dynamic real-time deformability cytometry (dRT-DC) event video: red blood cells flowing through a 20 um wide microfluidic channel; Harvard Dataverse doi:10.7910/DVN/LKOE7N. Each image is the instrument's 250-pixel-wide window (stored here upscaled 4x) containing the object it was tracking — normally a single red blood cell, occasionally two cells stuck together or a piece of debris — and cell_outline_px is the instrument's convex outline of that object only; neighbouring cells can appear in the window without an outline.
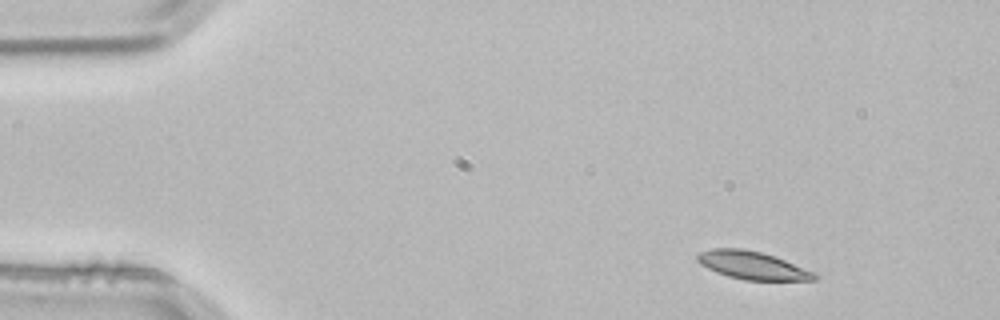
{"species": "common noctule bat (a hibernating species)", "species_latin": "Nyctalus noctula", "temperature_condition": "room temperature", "stored_images_in_passage": 3, "camera_frame_rate_fps": 3000, "um_per_image_px": 0.085, "animal": {"sex": "male", "body_mass_g": 21.5, "forearm_length_mm": 52.0}, "frame": {"image": 1, "passage_image": 1, "time_ms": 0.0, "image_size_px": [1000, 320], "cell_outline_px": [[820, 276], [816, 280], [744, 280], [728, 276], [716, 272], [700, 264], [696, 260], [696, 256], [700, 252], [712, 248], [744, 248], [760, 252], [784, 260], [816, 272]], "centroid_in_image_um": [63.96, 22.56], "position_along_channel_um": 21.0, "area_um2": 19.07}}
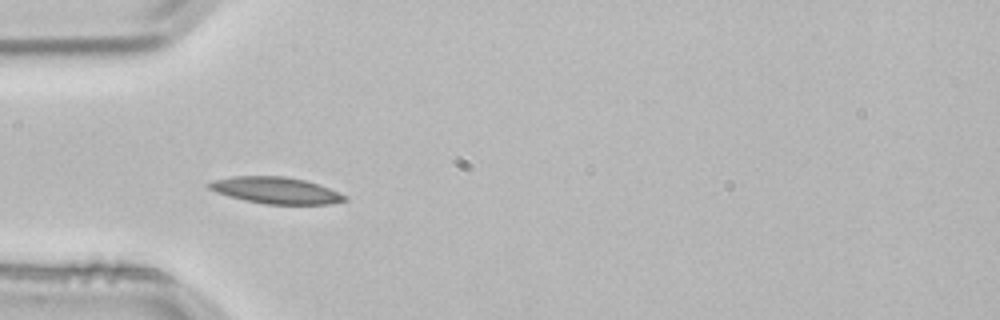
{"frame": {"image": 2, "passage_image": 3, "time_ms": 0.667, "image_size_px": [1000, 320], "cell_outline_px": [[348, 200], [332, 204], [264, 204], [244, 200], [228, 196], [216, 192], [208, 188], [204, 184], [212, 180], [232, 176], [284, 176], [304, 180], [328, 188], [348, 196]], "centroid_in_image_um": [23.41, 16.18], "position_along_channel_um": 61.6, "area_um2": 21.1}}